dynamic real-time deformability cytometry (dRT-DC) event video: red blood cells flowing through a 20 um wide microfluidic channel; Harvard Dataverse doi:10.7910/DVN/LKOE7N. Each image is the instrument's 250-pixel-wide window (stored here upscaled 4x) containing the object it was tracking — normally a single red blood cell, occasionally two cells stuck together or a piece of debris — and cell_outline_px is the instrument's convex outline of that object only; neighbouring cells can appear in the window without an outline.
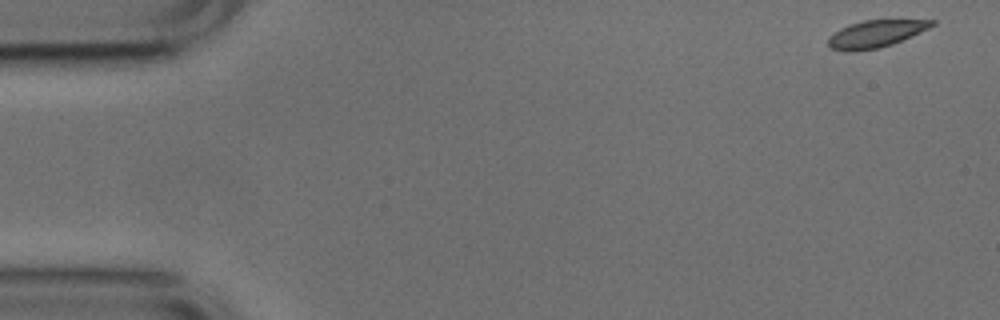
{"species": "common noctule bat (a hibernating species)", "species_latin": "Nyctalus noctula", "temperature_condition": "cold", "stored_images_in_passage": 48, "camera_frame_rate_fps": 3000, "um_per_image_px": 0.085, "animal": {"sex": "male", "body_mass_g": 17.9, "forearm_length_mm": 54.2}, "frame": {"image": 1, "passage_image": 1, "time_ms": 0.0, "image_size_px": [1000, 320], "cell_outline_px": [[936, 24], [928, 28], [892, 44], [880, 48], [856, 52], [848, 52], [832, 48], [828, 44], [828, 36], [840, 28], [864, 20], [936, 20]], "centroid_in_image_um": [74.4, 2.89], "position_along_channel_um": 10.6, "area_um2": 16.3}}
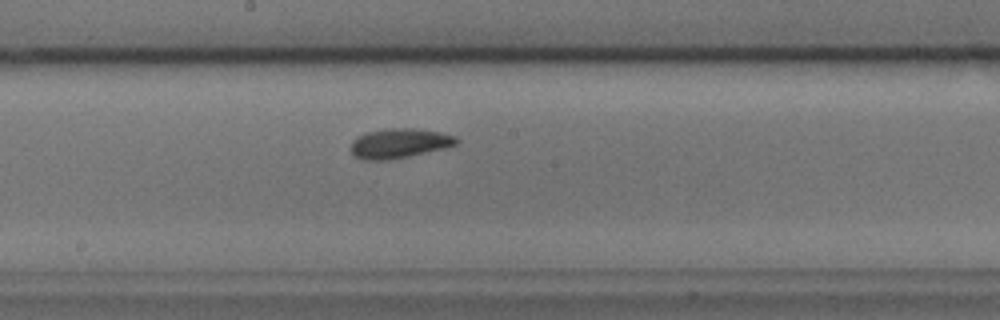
{"frame": {"image": 2, "passage_image": 27, "time_ms": 8.667, "image_size_px": [1000, 320], "cell_outline_px": [[460, 140], [456, 144], [448, 148], [388, 160], [364, 160], [352, 156], [352, 140], [356, 136], [368, 132], [388, 128], [412, 128], [440, 132], [456, 136]], "centroid_in_image_um": [33.95, 12.18], "position_along_channel_um": 214.2, "area_um2": 18.38}}
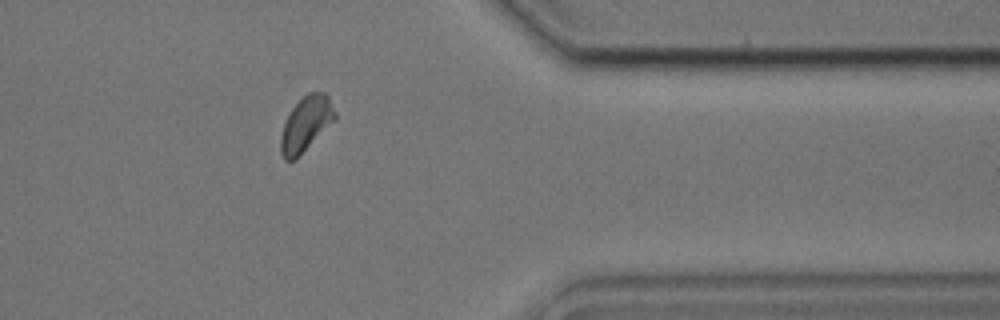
{"frame": {"image": 3, "passage_image": 42, "time_ms": 13.667, "image_size_px": [1000, 320], "cell_outline_px": [[336, 120], [296, 160], [284, 160], [280, 152], [280, 136], [284, 124], [292, 108], [308, 92], [324, 92], [328, 96], [336, 112]], "centroid_in_image_um": [26.02, 10.57], "position_along_channel_um": 385.4, "area_um2": 17.46}}